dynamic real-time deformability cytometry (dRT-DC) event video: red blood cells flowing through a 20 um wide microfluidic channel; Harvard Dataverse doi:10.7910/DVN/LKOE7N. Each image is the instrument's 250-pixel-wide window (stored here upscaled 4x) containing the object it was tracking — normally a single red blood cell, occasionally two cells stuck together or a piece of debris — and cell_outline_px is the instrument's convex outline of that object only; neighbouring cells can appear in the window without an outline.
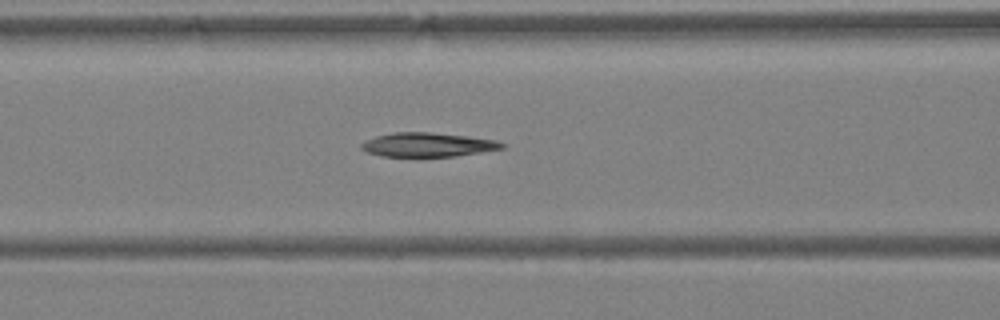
{"species": "Egyptian fruit bat (a non-hibernating species)", "species_latin": "Rousettus aegyptiacus", "temperature_condition": "warm", "stored_images_in_passage": 37, "camera_frame_rate_fps": 3000, "um_per_image_px": 0.085, "animal": {"sex": "female"}, "frame": {"image": 1, "passage_image": 19, "time_ms": 6.0, "image_size_px": [1000, 320], "cell_outline_px": [[504, 148], [456, 156], [380, 156], [368, 152], [360, 148], [360, 144], [376, 136], [392, 132], [428, 132], [468, 136], [496, 140], [504, 144]], "centroid_in_image_um": [36.34, 12.29], "position_along_channel_um": 130.3, "area_um2": 19.54}}
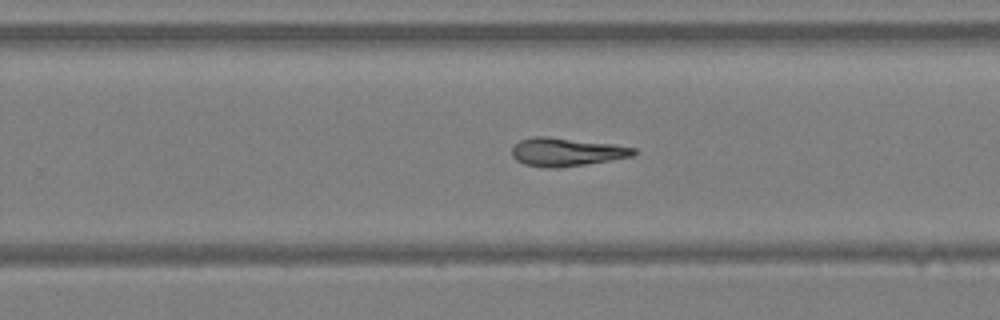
{"frame": {"image": 2, "passage_image": 29, "time_ms": 9.333, "image_size_px": [1000, 320], "cell_outline_px": [[636, 152], [632, 156], [584, 164], [556, 168], [548, 168], [524, 164], [516, 160], [512, 156], [512, 148], [520, 140], [536, 136], [548, 136], [612, 144], [636, 148]], "centroid_in_image_um": [48.11, 12.91], "position_along_channel_um": 281.7, "area_um2": 19.83}}
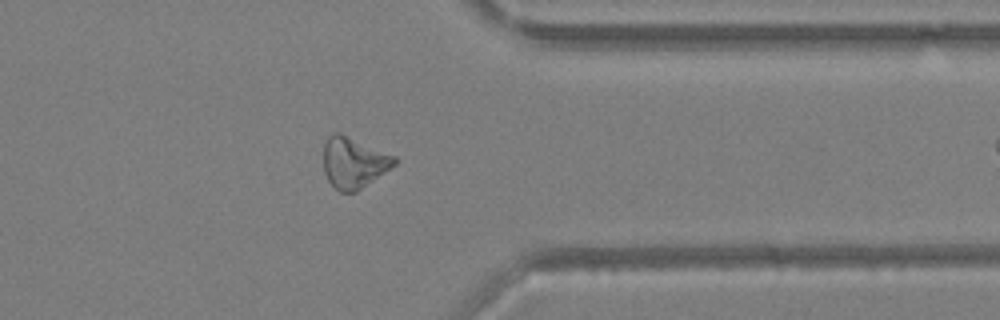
{"frame": {"image": 3, "passage_image": 36, "time_ms": 11.667, "image_size_px": [1000, 320], "cell_outline_px": [[400, 160], [396, 164], [356, 192], [340, 192], [328, 180], [324, 172], [324, 144], [328, 136], [332, 132], [340, 132], [396, 156]], "centroid_in_image_um": [30.07, 13.8], "position_along_channel_um": 381.3, "area_um2": 21.15}}